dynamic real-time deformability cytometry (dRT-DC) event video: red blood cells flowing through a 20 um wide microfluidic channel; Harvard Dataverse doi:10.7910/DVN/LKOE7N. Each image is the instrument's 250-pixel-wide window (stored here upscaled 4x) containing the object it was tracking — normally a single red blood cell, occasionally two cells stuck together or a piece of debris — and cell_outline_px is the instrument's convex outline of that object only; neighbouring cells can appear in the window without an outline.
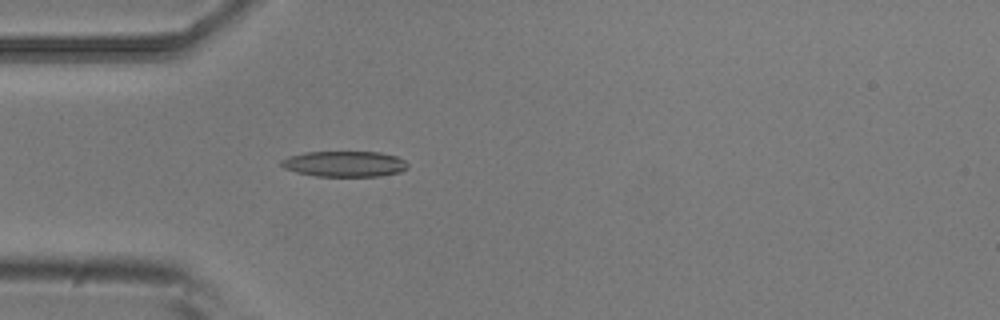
{"species": "common noctule bat (a hibernating species)", "species_latin": "Nyctalus noctula", "temperature_condition": "room temperature", "stored_images_in_passage": 5, "camera_frame_rate_fps": 3000, "um_per_image_px": 0.085, "animal": {"sex": "male", "body_mass_g": 20.5, "forearm_length_mm": 52.5}, "frame": {"image": 1, "passage_image": 5, "time_ms": 1.333, "image_size_px": [1000, 320], "cell_outline_px": [[408, 168], [400, 172], [380, 176], [316, 176], [296, 172], [284, 168], [280, 164], [280, 160], [288, 156], [304, 152], [380, 152], [396, 156], [404, 160], [408, 164]], "centroid_in_image_um": [29.27, 13.93], "position_along_channel_um": 55.7, "area_um2": 19.02}}